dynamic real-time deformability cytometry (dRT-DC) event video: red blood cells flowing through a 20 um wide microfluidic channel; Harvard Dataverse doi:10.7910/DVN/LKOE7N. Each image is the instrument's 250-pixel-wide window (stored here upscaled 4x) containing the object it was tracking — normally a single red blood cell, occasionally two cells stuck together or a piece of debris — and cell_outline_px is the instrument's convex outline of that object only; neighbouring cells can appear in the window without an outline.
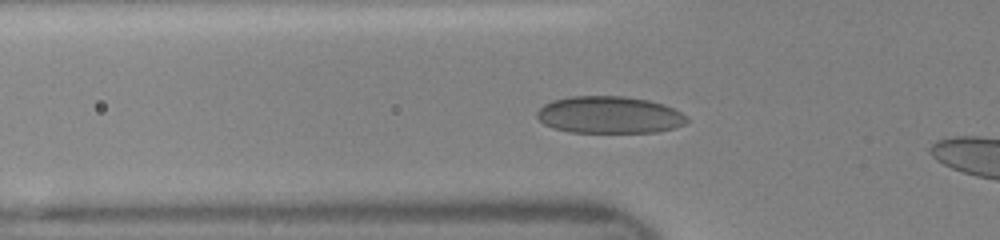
{"species": "human", "species_latin": "Homo sapiens", "temperature_condition": "room temperature", "stored_images_in_passage": 31, "camera_frame_rate_fps": 3000, "um_per_image_px": 0.085, "donor": {"sex": "female"}, "frame": {"image": 1, "passage_image": 7, "time_ms": 2.0, "image_size_px": [1000, 240], "cell_outline_px": [[688, 120], [684, 124], [676, 128], [656, 132], [568, 132], [552, 128], [544, 124], [536, 116], [536, 112], [544, 104], [552, 100], [572, 96], [624, 96], [648, 100], [664, 104], [680, 112]], "centroid_in_image_um": [51.76, 9.77], "position_along_channel_um": 74.0, "area_um2": 32.43}}
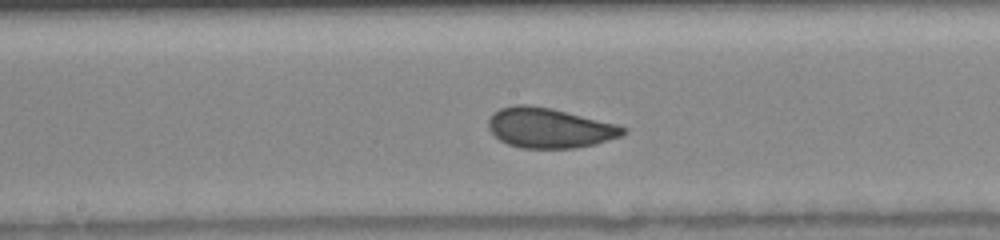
{"frame": {"image": 2, "passage_image": 16, "time_ms": 5.0, "image_size_px": [1000, 240], "cell_outline_px": [[628, 132], [620, 136], [596, 144], [572, 148], [520, 148], [508, 144], [500, 140], [488, 128], [488, 120], [492, 112], [500, 108], [516, 104], [528, 104], [552, 108], [616, 124], [628, 128]], "centroid_in_image_um": [46.69, 10.86], "position_along_channel_um": 201.5, "area_um2": 31.5}}
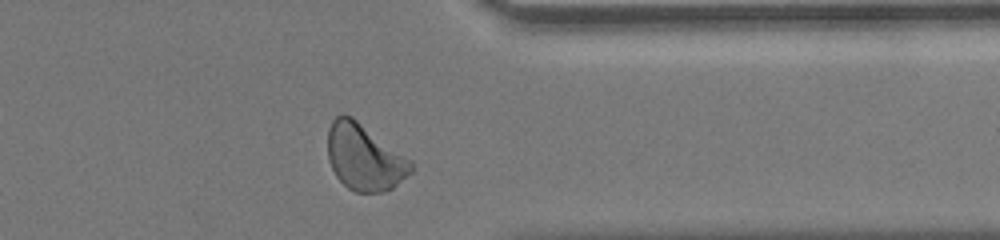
{"frame": {"image": 3, "passage_image": 29, "time_ms": 9.333, "image_size_px": [1000, 240], "cell_outline_px": [[412, 172], [392, 188], [380, 192], [356, 192], [348, 188], [336, 176], [328, 160], [328, 128], [332, 120], [336, 116], [344, 112], [352, 116], [412, 160]], "centroid_in_image_um": [30.96, 13.34], "position_along_channel_um": 380.4, "area_um2": 32.25}}